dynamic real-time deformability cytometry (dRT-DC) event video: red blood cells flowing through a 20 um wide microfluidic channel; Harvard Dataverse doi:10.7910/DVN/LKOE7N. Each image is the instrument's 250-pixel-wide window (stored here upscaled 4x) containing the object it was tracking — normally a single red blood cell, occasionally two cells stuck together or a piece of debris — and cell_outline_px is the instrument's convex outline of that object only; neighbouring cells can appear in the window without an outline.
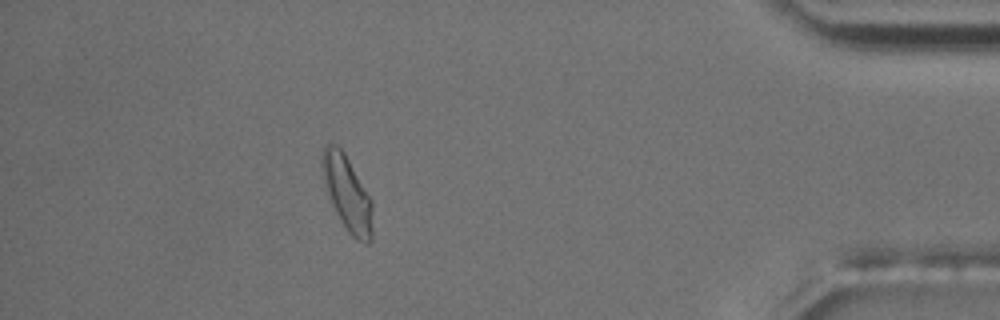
{"species": "common noctule bat (a hibernating species)", "species_latin": "Nyctalus noctula", "temperature_condition": "room temperature", "stored_images_in_passage": 43, "camera_frame_rate_fps": 3000, "um_per_image_px": 0.085, "animal": {"sex": "male", "body_mass_g": 17.5, "forearm_length_mm": 52.3}, "frame": {"image": 1, "passage_image": 37, "time_ms": 12.0, "image_size_px": [1000, 320], "cell_outline_px": [[372, 240], [368, 244], [364, 244], [356, 240], [348, 232], [332, 204], [328, 196], [324, 184], [320, 168], [320, 156], [324, 144], [336, 144], [344, 152], [372, 200]], "centroid_in_image_um": [29.49, 16.41], "position_along_channel_um": 405.7, "area_um2": 22.25}, "authors_computed_cell_mechanics": {"area_um2": 18.6694, "velocity_mm_per_s": 3.6854, "shape_relaxation_time_tau1_ms": 4.89, "shape_relaxation_time_tau2_ms": 2.6004, "deformation_change_tau1": 0.1319, "deformation_change_tau2": 0.0732}}